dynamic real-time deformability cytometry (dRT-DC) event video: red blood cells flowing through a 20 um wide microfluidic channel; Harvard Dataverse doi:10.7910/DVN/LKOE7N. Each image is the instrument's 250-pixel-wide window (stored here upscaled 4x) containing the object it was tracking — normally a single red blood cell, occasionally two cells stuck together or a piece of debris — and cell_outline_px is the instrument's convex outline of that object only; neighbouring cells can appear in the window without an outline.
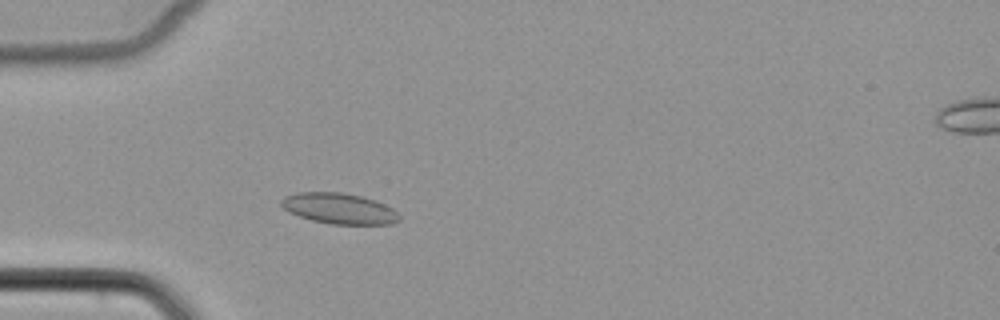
{"species": "common noctule bat (a hibernating species)", "species_latin": "Nyctalus noctula", "temperature_condition": "cold", "stored_images_in_passage": 47, "camera_frame_rate_fps": 3000, "um_per_image_px": 0.085, "animal": {"sex": "female", "body_mass_g": 22.7, "forearm_length_mm": 54.2}, "frame": {"image": 1, "passage_image": 11, "time_ms": 3.333, "image_size_px": [1000, 320], "cell_outline_px": [[400, 220], [392, 224], [332, 224], [312, 220], [288, 212], [280, 204], [280, 200], [284, 196], [296, 192], [340, 192], [360, 196], [376, 200], [392, 208], [400, 216]], "centroid_in_image_um": [28.81, 17.72], "position_along_channel_um": 56.2, "area_um2": 21.15}}
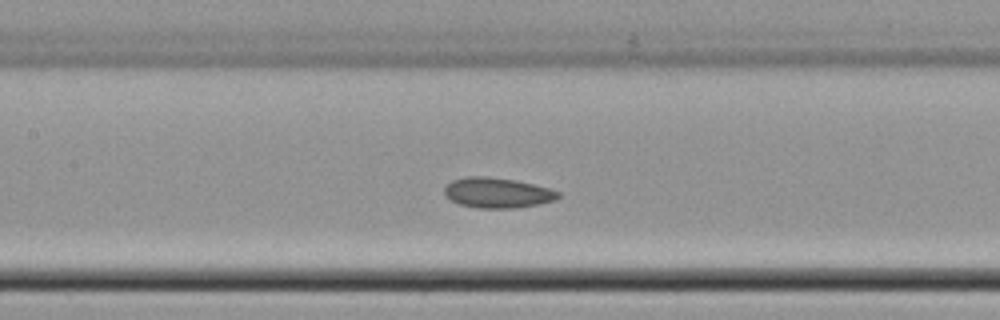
{"frame": {"image": 2, "passage_image": 20, "time_ms": 6.333, "image_size_px": [1000, 320], "cell_outline_px": [[560, 196], [556, 200], [540, 204], [516, 208], [476, 208], [460, 204], [452, 200], [444, 192], [444, 188], [452, 180], [464, 176], [488, 176], [512, 180], [532, 184], [548, 188], [560, 192]], "centroid_in_image_um": [42.29, 16.39], "position_along_channel_um": 165.1, "area_um2": 20.0}}
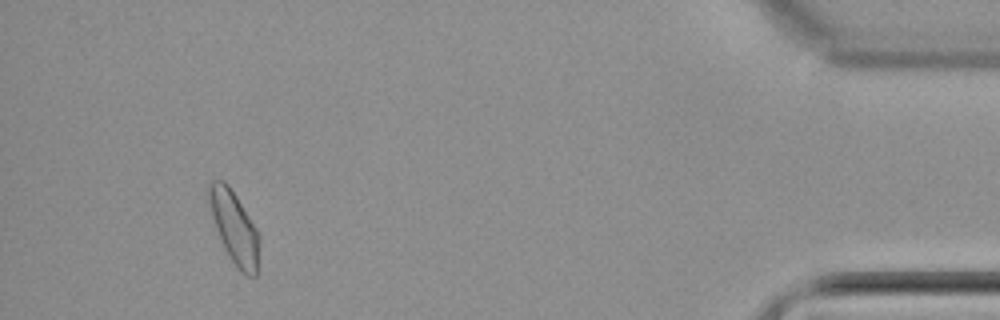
{"frame": {"image": 3, "passage_image": 44, "time_ms": 14.333, "image_size_px": [1000, 320], "cell_outline_px": [[260, 240], [256, 276], [248, 276], [236, 268], [228, 256], [224, 248], [216, 228], [204, 192], [204, 188], [208, 180], [224, 180], [228, 184], [236, 196], [256, 228], [260, 236]], "centroid_in_image_um": [19.86, 19.27], "position_along_channel_um": 415.3, "area_um2": 21.68}}